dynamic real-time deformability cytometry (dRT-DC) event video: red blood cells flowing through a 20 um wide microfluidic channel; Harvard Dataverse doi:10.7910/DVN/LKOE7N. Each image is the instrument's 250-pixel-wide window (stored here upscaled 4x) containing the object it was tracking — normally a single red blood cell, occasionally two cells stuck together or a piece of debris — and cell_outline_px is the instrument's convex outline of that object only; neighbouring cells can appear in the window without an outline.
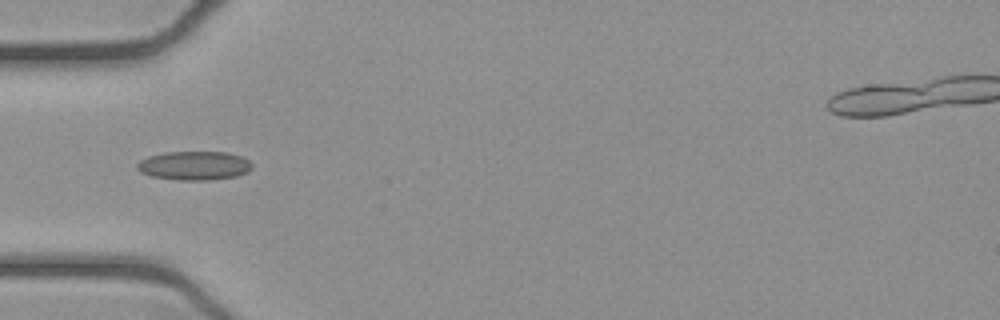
{"species": "common noctule bat (a hibernating species)", "species_latin": "Nyctalus noctula", "temperature_condition": "cold", "stored_images_in_passage": 40, "camera_frame_rate_fps": 3000, "um_per_image_px": 0.085, "animal": {"sex": "female", "body_mass_g": 21.9}, "frame": {"image": 1, "passage_image": 5, "time_ms": 1.333, "image_size_px": [1000, 320], "cell_outline_px": [[252, 168], [248, 172], [236, 176], [208, 180], [180, 180], [152, 176], [140, 172], [136, 168], [136, 164], [140, 160], [148, 156], [164, 152], [228, 152], [240, 156], [248, 160], [252, 164]], "centroid_in_image_um": [16.5, 14.07], "position_along_channel_um": 68.5, "area_um2": 19.36}}
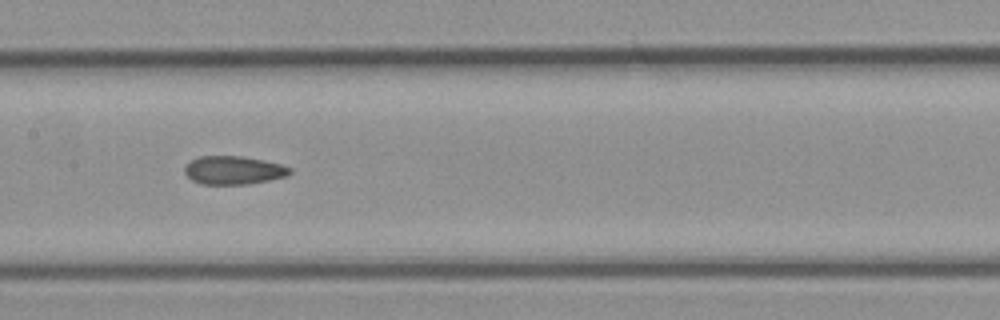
{"frame": {"image": 2, "passage_image": 14, "time_ms": 4.333, "image_size_px": [1000, 320], "cell_outline_px": [[292, 172], [288, 176], [248, 184], [200, 184], [192, 180], [184, 172], [184, 168], [192, 160], [200, 156], [240, 156], [264, 160], [280, 164], [292, 168]], "centroid_in_image_um": [19.87, 14.47], "position_along_channel_um": 187.5, "area_um2": 17.34}}
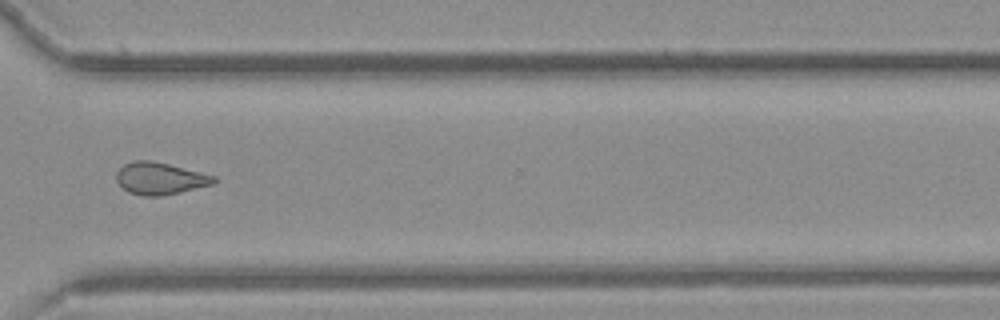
{"frame": {"image": 3, "passage_image": 27, "time_ms": 8.667, "image_size_px": [1000, 320], "cell_outline_px": [[216, 180], [212, 184], [180, 192], [160, 196], [144, 196], [128, 192], [116, 180], [116, 172], [124, 164], [136, 160], [148, 160], [168, 164], [216, 176]], "centroid_in_image_um": [13.58, 15.17], "position_along_channel_um": 357.0, "area_um2": 17.98}, "authors_computed_cell_mechanics": {"area_um2": 17.9758, "velocity_mm_per_s": 3.9181, "shape_relaxation_time_tau1_ms": null, "shape_relaxation_time_tau2_ms": 3.5815, "deformation_change_tau1": null, "deformation_change_tau2": 0.0947}}